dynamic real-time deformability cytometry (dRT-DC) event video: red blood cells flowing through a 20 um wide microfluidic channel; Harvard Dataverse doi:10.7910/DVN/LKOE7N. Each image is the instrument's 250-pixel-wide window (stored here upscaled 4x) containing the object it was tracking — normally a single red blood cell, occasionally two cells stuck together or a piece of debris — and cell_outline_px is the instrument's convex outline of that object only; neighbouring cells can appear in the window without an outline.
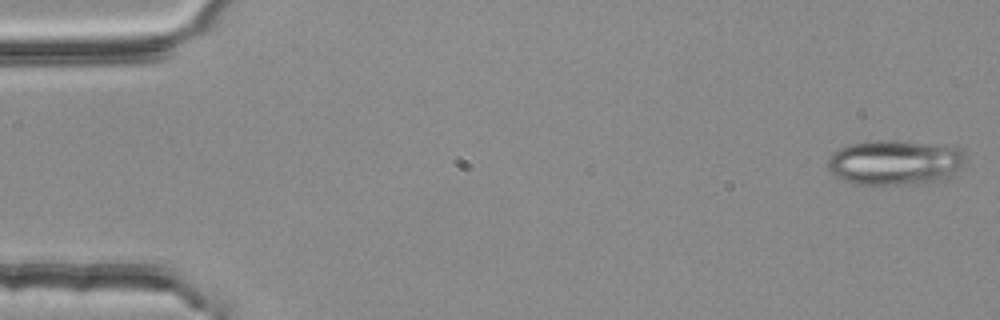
{"species": "common noctule bat (a hibernating species)", "species_latin": "Nyctalus noctula", "temperature_condition": "room temperature", "stored_images_in_passage": 53, "camera_frame_rate_fps": 3000, "um_per_image_px": 0.085, "animal": {"sex": "female", "body_mass_g": 25.1}, "frame": {"image": 1, "passage_image": 1, "time_ms": 0.0, "image_size_px": [1000, 320], "cell_outline_px": [[964, 164], [960, 168], [944, 180], [888, 184], [856, 184], [844, 180], [828, 172], [828, 160], [832, 152], [836, 148], [848, 144], [872, 140], [896, 140], [960, 148], [964, 152]], "centroid_in_image_um": [76.0, 13.79], "position_along_channel_um": 9.0, "area_um2": 35.89}}
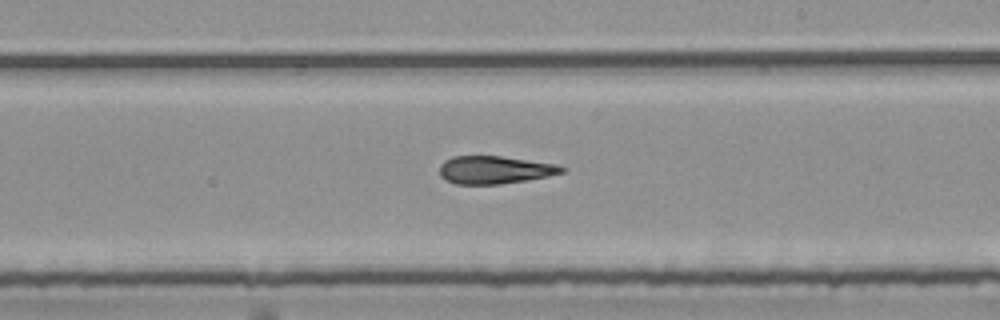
{"frame": {"image": 2, "passage_image": 31, "time_ms": 10.0, "image_size_px": [1000, 320], "cell_outline_px": [[564, 172], [548, 176], [528, 180], [500, 184], [456, 184], [440, 176], [440, 164], [444, 160], [452, 156], [500, 156], [556, 164], [564, 168]], "centroid_in_image_um": [42.02, 14.44], "position_along_channel_um": 247.0, "area_um2": 19.71}}
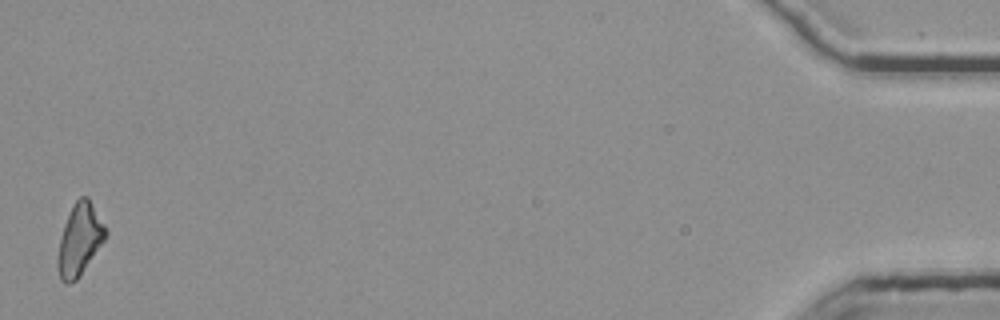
{"frame": {"image": 3, "passage_image": 53, "time_ms": 17.333, "image_size_px": [1000, 320], "cell_outline_px": [[108, 232], [104, 240], [80, 276], [76, 280], [68, 284], [60, 280], [56, 264], [56, 260], [60, 240], [64, 224], [76, 200], [80, 196], [88, 196], [108, 228]], "centroid_in_image_um": [6.78, 20.37], "position_along_channel_um": 428.4, "area_um2": 20.06}, "authors_computed_cell_mechanics": {"area_um2": 20.6924, "velocity_mm_per_s": 3.8045, "shape_relaxation_time_tau1_ms": null, "shape_relaxation_time_tau2_ms": 3.781, "deformation_change_tau1": null, "deformation_change_tau2": 0.1478}}